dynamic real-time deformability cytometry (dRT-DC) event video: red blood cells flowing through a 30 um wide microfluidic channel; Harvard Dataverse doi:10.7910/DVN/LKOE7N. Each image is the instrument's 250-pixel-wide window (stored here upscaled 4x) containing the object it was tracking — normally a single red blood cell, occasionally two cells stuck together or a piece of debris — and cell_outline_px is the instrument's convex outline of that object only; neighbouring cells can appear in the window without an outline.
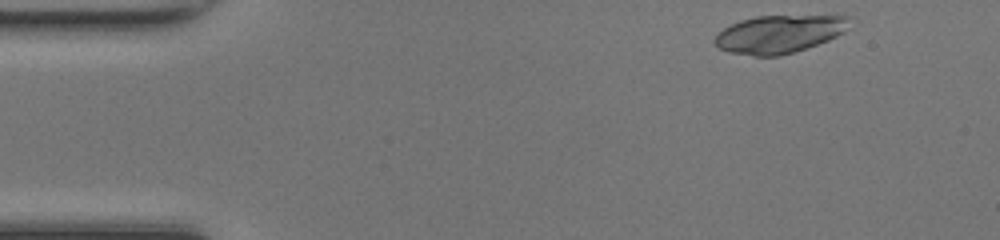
{"species": "common noctule bat (a hibernating species)", "species_latin": "Nyctalus noctula", "temperature_condition": "room temperature", "stored_images_in_passage": 44, "camera_frame_rate_fps": 3000, "um_per_image_px": 0.085, "animal": {"sex": "female", "body_mass_g": 17.0, "forearm_length_mm": 48.0}, "frame": {"image": 1, "passage_image": 1, "time_ms": 0.0, "image_size_px": [1000, 240], "cell_outline_px": [[856, 16], [852, 28], [828, 40], [780, 56], [752, 56], [728, 52], [720, 48], [712, 40], [724, 28], [740, 20], [756, 16]], "centroid_in_image_um": [66.31, 2.88], "position_along_channel_um": 18.7, "area_um2": 29.94}, "authors_computed_cell_mechanics": {"area_um2": 29.7381, "velocity_mm_per_s": 4.2381, "shape_relaxation_time_tau1_ms": 2.6437, "shape_relaxation_time_tau2_ms": 3.3907, "deformation_change_tau1": 0.0632, "deformation_change_tau2": 0.1059}}